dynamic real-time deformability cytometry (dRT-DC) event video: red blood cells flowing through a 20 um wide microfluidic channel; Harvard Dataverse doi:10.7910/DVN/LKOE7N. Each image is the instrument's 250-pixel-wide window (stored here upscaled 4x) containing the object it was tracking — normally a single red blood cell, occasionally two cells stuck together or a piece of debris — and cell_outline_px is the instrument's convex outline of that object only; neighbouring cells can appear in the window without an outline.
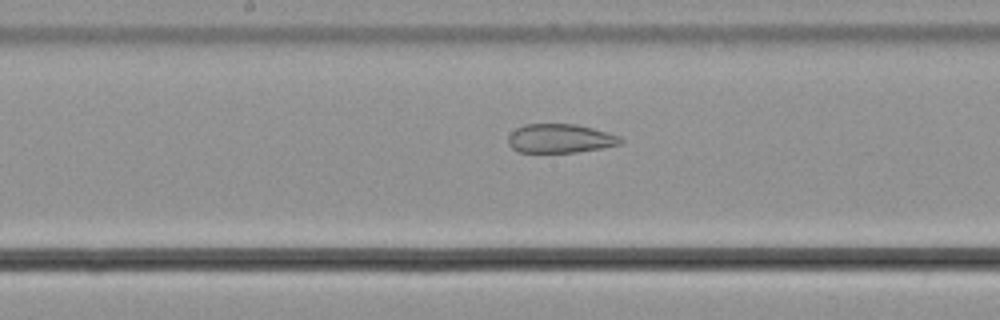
{"species": "common noctule bat (a hibernating species)", "species_latin": "Nyctalus noctula", "temperature_condition": "cold", "stored_images_in_passage": 54, "camera_frame_rate_fps": 3000, "um_per_image_px": 0.085, "animal": {"sex": "male", "body_mass_g": 21.5, "forearm_length_mm": 52.0}, "frame": {"image": 1, "passage_image": 28, "time_ms": 9.0, "image_size_px": [1000, 320], "cell_outline_px": [[624, 140], [620, 144], [600, 148], [576, 152], [516, 152], [508, 144], [508, 136], [516, 128], [524, 124], [576, 124], [608, 132], [620, 136]], "centroid_in_image_um": [47.6, 11.77], "position_along_channel_um": 200.6, "area_um2": 18.96}}
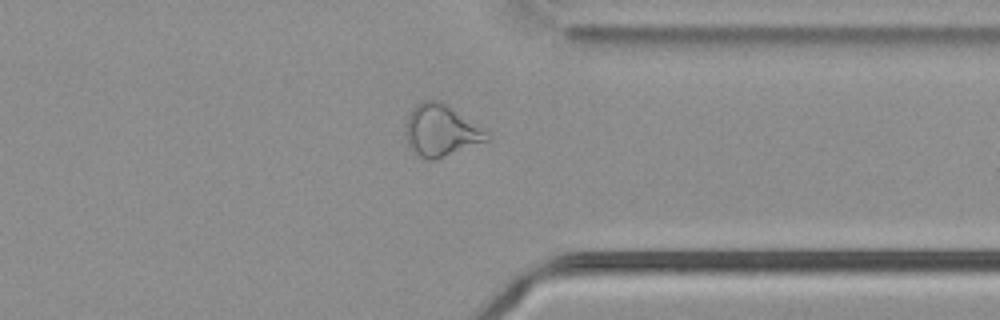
{"frame": {"image": 2, "passage_image": 42, "time_ms": 13.667, "image_size_px": [1000, 320], "cell_outline_px": [[492, 136], [488, 140], [436, 160], [428, 160], [420, 156], [408, 144], [408, 116], [412, 108], [416, 104], [424, 100], [440, 100]], "centroid_in_image_um": [37.49, 11.1], "position_along_channel_um": 373.9, "area_um2": 23.64}}
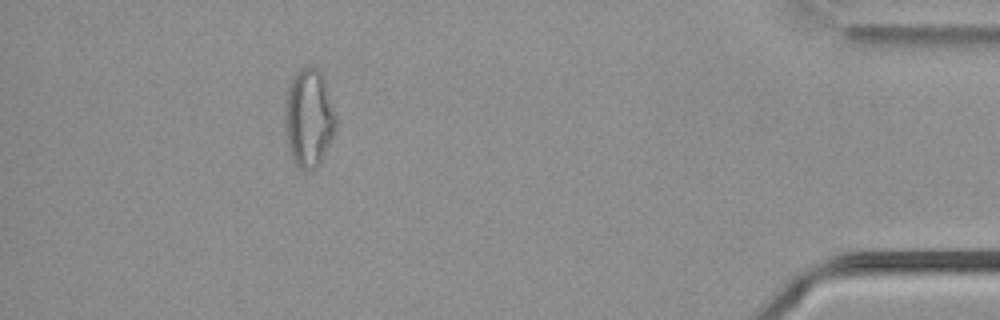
{"frame": {"image": 3, "passage_image": 49, "time_ms": 16.0, "image_size_px": [1000, 320], "cell_outline_px": [[336, 128], [320, 164], [316, 168], [300, 168], [296, 164], [292, 156], [284, 132], [284, 104], [288, 88], [292, 76], [300, 68], [316, 68], [324, 76], [336, 116]], "centroid_in_image_um": [26.24, 10.0], "position_along_channel_um": 409.0, "area_um2": 29.19}, "authors_computed_cell_mechanics": {"area_um2": 27.0215, "velocity_mm_per_s": 3.7726, "shape_relaxation_time_tau1_ms": null, "shape_relaxation_time_tau2_ms": 2.7119, "deformation_change_tau1": null, "deformation_change_tau2": 0.1152}}